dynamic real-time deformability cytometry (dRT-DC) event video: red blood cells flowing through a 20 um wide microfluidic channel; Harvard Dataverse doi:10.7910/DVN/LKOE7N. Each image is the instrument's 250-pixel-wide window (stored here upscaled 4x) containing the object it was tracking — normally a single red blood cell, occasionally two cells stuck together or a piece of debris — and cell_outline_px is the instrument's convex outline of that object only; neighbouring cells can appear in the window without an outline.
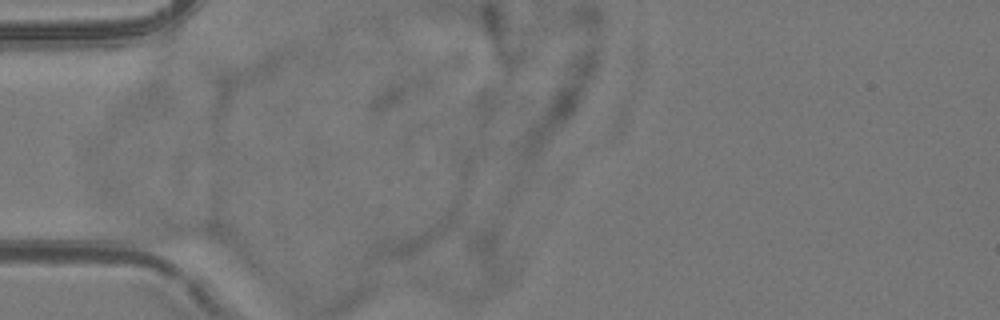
{"species": "common noctule bat (a hibernating species)", "species_latin": "Nyctalus noctula", "temperature_condition": "room temperature", "stored_images_in_passage": 4, "camera_frame_rate_fps": 3000, "um_per_image_px": 0.085, "animal": {"sex": "female", "body_mass_g": 24.6, "forearm_length_mm": 56.2}, "frame": {"image": 1, "passage_image": 2, "time_ms": 0.333, "image_size_px": [1000, 320], "cell_outline_px": [[224, 240], [220, 244], [172, 244], [152, 240], [116, 232], [96, 216], [100, 208], [140, 208], [212, 220], [220, 228], [224, 236]], "centroid_in_image_um": [13.75, 19.22], "position_along_channel_um": 71.2, "area_um2": 23.12}}